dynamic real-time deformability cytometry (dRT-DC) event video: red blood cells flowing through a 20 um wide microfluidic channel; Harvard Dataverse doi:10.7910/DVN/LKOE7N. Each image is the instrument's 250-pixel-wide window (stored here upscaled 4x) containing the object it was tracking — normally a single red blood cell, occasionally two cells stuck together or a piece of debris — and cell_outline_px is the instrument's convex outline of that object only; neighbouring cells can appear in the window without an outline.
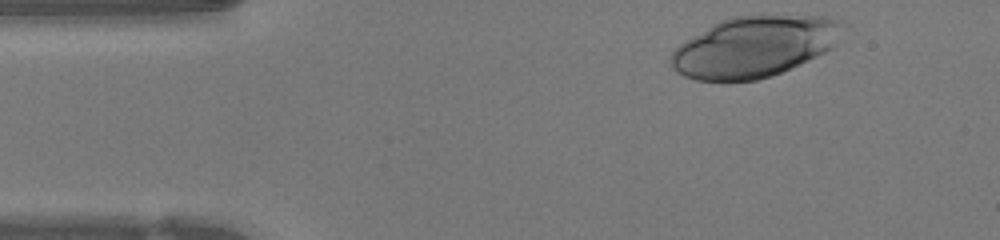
{"species": "human", "species_latin": "Homo sapiens", "temperature_condition": "warm", "stored_images_in_passage": 42, "camera_frame_rate_fps": 3000, "um_per_image_px": 0.085, "donor": {"sex": "female"}, "frame": {"image": 1, "passage_image": 1, "time_ms": 0.0, "image_size_px": [1000, 240], "cell_outline_px": [[840, 24], [832, 48], [824, 52], [772, 76], [756, 80], [696, 80], [684, 76], [676, 72], [672, 68], [668, 60], [672, 52], [684, 40], [712, 24], [720, 20], [732, 16], [828, 16], [840, 20]], "centroid_in_image_um": [64.01, 3.97], "position_along_channel_um": 21.0, "area_um2": 60.05}}
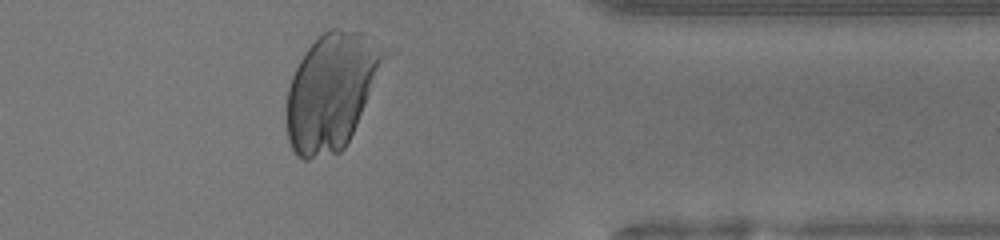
{"frame": {"image": 2, "passage_image": 33, "time_ms": 10.667, "image_size_px": [1000, 240], "cell_outline_px": [[380, 56], [364, 104], [356, 124], [344, 148], [340, 152], [308, 160], [304, 160], [296, 156], [288, 140], [284, 116], [284, 108], [288, 88], [292, 76], [304, 52], [328, 28], [340, 28], [360, 32]], "centroid_in_image_um": [27.94, 7.88], "position_along_channel_um": 383.5, "area_um2": 63.23}}